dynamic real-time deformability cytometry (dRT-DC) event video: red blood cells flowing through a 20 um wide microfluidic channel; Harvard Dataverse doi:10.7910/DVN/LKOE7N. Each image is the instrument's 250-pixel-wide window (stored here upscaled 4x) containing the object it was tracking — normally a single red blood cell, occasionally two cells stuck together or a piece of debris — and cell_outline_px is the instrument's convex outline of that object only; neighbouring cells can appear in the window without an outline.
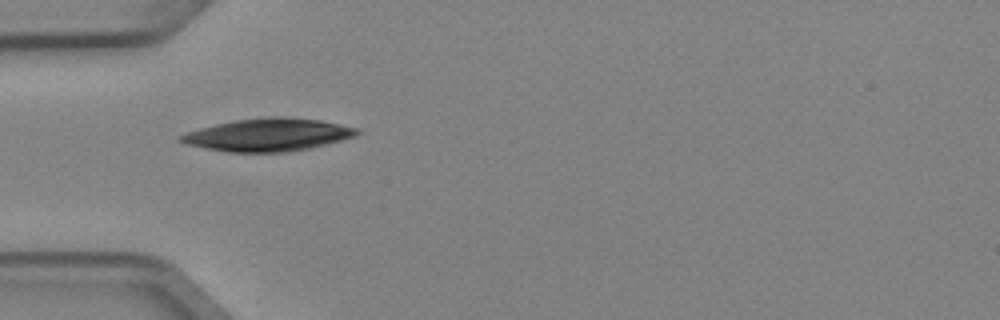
{"species": "Egyptian fruit bat (a non-hibernating species)", "species_latin": "Rousettus aegyptiacus", "temperature_condition": "cold", "stored_images_in_passage": 2, "camera_frame_rate_fps": 3000, "um_per_image_px": 0.085, "animal": {"sex": "female"}, "frame": {"image": 1, "passage_image": 1, "time_ms": 0.0, "image_size_px": [1000, 320], "cell_outline_px": [[360, 132], [356, 136], [308, 148], [288, 152], [228, 152], [204, 148], [184, 144], [176, 140], [180, 136], [188, 132], [200, 128], [216, 124], [236, 120], [264, 116], [288, 116], [320, 120], [360, 128]], "centroid_in_image_um": [22.78, 11.45], "position_along_channel_um": 62.2, "area_um2": 33.7}}
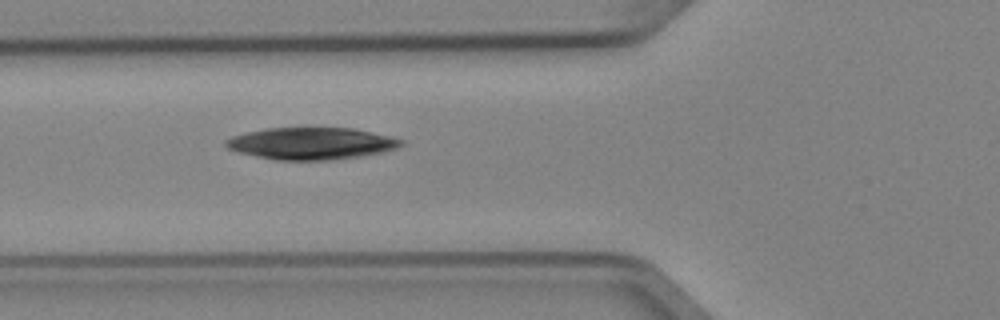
{"frame": {"image": 2, "passage_image": 2, "time_ms": 0.333, "image_size_px": [1000, 320], "cell_outline_px": [[404, 144], [396, 148], [380, 152], [360, 156], [336, 160], [276, 160], [256, 156], [240, 152], [228, 148], [224, 144], [224, 140], [232, 136], [244, 132], [264, 128], [352, 128], [388, 136], [404, 140]], "centroid_in_image_um": [26.42, 12.19], "position_along_channel_um": 99.4, "area_um2": 32.6}}